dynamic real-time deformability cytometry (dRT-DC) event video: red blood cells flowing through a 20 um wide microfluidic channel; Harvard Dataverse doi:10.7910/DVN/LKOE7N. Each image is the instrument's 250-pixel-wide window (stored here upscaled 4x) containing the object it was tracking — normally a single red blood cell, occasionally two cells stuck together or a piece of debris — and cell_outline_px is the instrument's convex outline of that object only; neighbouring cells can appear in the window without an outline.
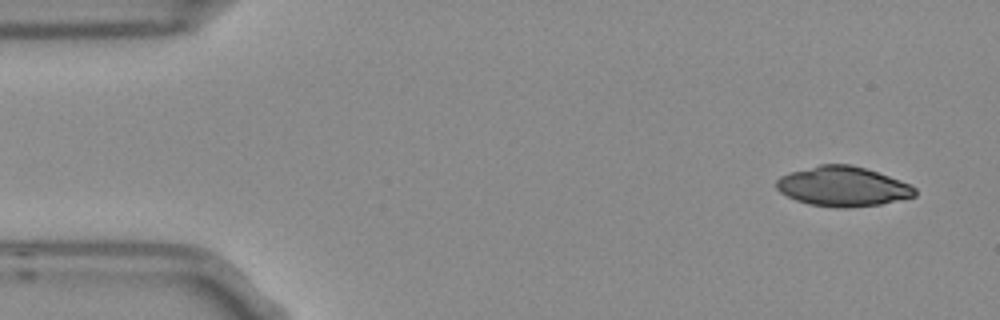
{"species": "Egyptian fruit bat (a non-hibernating species)", "species_latin": "Rousettus aegyptiacus", "temperature_condition": "room temperature", "stored_images_in_passage": 4, "camera_frame_rate_fps": 3000, "um_per_image_px": 0.085, "frame": {"image": 1, "passage_image": 1, "time_ms": 0.0, "image_size_px": [1000, 320], "cell_outline_px": [[916, 196], [880, 204], [848, 208], [840, 208], [808, 204], [796, 200], [780, 192], [776, 188], [776, 180], [780, 176], [792, 172], [820, 164], [848, 164], [864, 168], [900, 180], [916, 188]], "centroid_in_image_um": [71.63, 15.86], "position_along_channel_um": 13.4, "area_um2": 31.85}}